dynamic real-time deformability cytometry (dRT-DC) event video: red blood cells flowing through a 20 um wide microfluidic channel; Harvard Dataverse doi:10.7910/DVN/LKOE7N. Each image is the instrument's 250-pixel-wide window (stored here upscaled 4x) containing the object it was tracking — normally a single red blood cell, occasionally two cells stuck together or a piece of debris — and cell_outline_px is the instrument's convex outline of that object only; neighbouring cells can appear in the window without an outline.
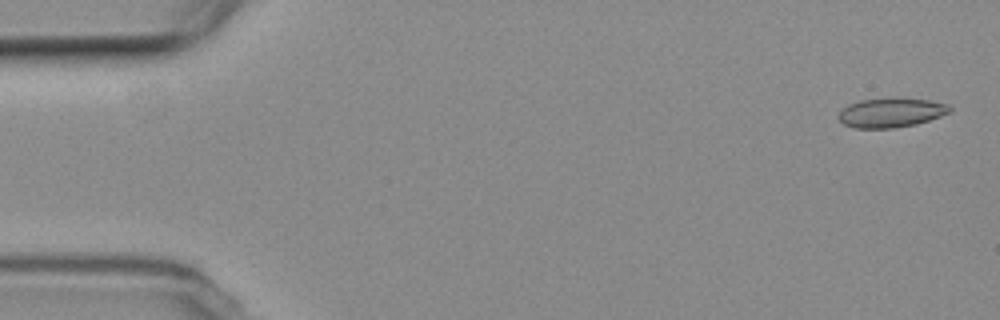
{"species": "common noctule bat (a hibernating species)", "species_latin": "Nyctalus noctula", "temperature_condition": "room temperature", "stored_images_in_passage": 7, "camera_frame_rate_fps": 3000, "um_per_image_px": 0.085, "animal": {"sex": "female", "body_mass_g": 19.3, "forearm_length_mm": 54.1}, "frame": {"image": 1, "passage_image": 1, "time_ms": 0.0, "image_size_px": [1000, 320], "cell_outline_px": [[952, 112], [916, 124], [892, 128], [856, 128], [844, 124], [840, 120], [840, 108], [848, 104], [860, 100], [928, 100], [948, 104], [952, 108]], "centroid_in_image_um": [75.74, 9.6], "position_along_channel_um": 9.3, "area_um2": 18.38}}
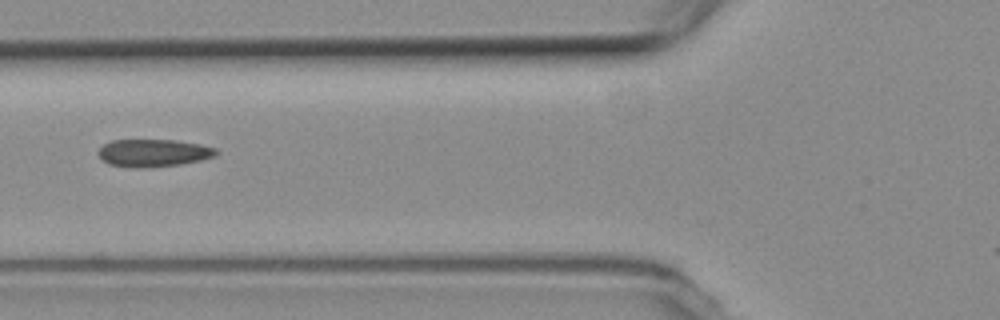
{"frame": {"image": 2, "passage_image": 6, "time_ms": 6.667, "image_size_px": [1000, 320], "cell_outline_px": [[220, 152], [216, 156], [200, 160], [180, 164], [144, 168], [128, 168], [108, 164], [96, 152], [104, 144], [112, 140], [176, 140], [200, 144], [216, 148]], "centroid_in_image_um": [13.05, 13.0], "position_along_channel_um": 112.8, "area_um2": 19.07}}
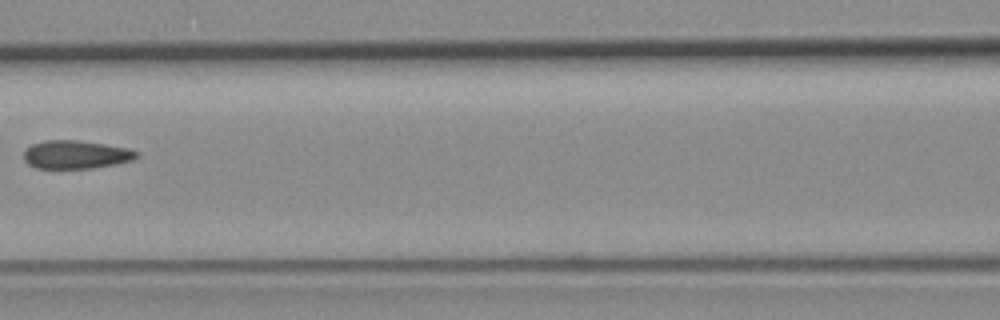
{"frame": {"image": 3, "passage_image": 7, "time_ms": 8.0, "image_size_px": [1000, 320], "cell_outline_px": [[140, 156], [132, 160], [116, 164], [92, 168], [36, 168], [28, 164], [24, 160], [24, 152], [32, 144], [44, 140], [76, 140], [104, 144], [128, 148], [140, 152]], "centroid_in_image_um": [6.47, 13.14], "position_along_channel_um": 160.1, "area_um2": 18.61}}